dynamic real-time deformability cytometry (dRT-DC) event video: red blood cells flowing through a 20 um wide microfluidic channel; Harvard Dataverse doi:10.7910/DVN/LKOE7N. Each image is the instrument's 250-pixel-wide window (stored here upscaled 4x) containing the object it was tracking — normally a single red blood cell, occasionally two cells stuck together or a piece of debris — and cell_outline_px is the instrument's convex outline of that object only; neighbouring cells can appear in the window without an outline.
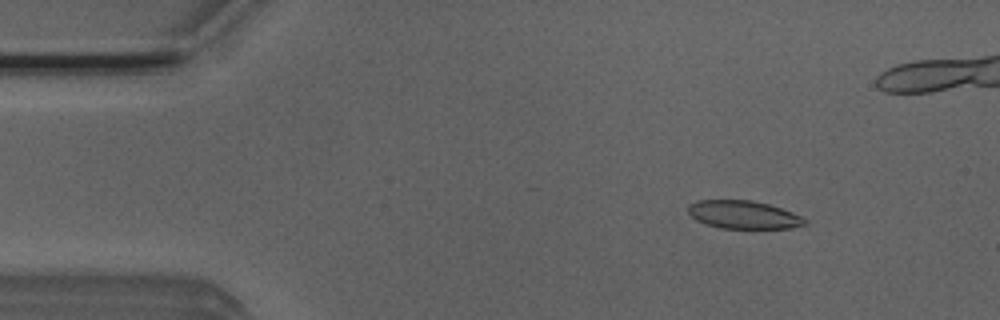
{"species": "Egyptian fruit bat (a non-hibernating species)", "species_latin": "Rousettus aegyptiacus", "temperature_condition": "room temperature", "stored_images_in_passage": 40, "camera_frame_rate_fps": 3000, "um_per_image_px": 0.085, "animal": {"sex": "male"}, "frame": {"image": 1, "passage_image": 7, "time_ms": 2.0, "image_size_px": [1000, 320], "cell_outline_px": [[808, 224], [792, 228], [720, 228], [696, 220], [688, 212], [688, 204], [700, 200], [752, 200], [768, 204], [792, 212], [808, 220]], "centroid_in_image_um": [63.22, 18.25], "position_along_channel_um": 21.8, "area_um2": 19.02}}
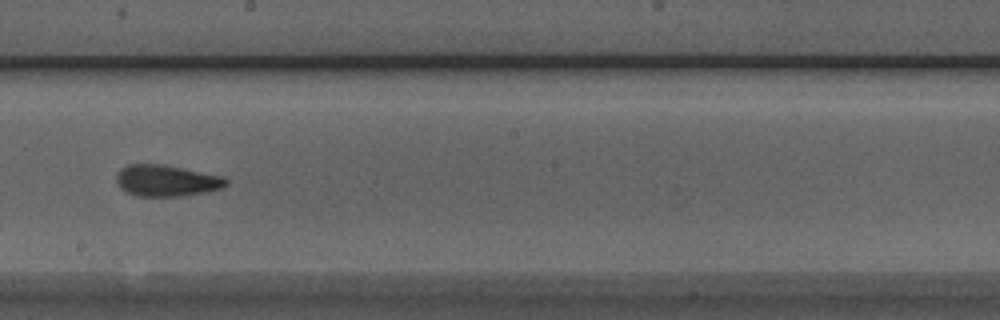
{"frame": {"image": 2, "passage_image": 29, "time_ms": 9.333, "image_size_px": [1000, 320], "cell_outline_px": [[228, 184], [224, 188], [204, 192], [180, 196], [136, 196], [120, 188], [116, 180], [116, 172], [120, 168], [128, 164], [160, 164], [224, 176], [228, 180]], "centroid_in_image_um": [14.14, 15.35], "position_along_channel_um": 234.1, "area_um2": 20.11}}
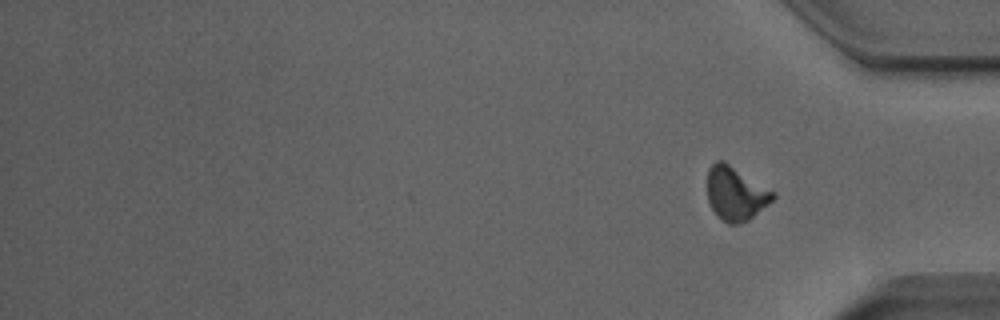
{"frame": {"image": 3, "passage_image": 40, "time_ms": 13.0, "image_size_px": [1000, 320], "cell_outline_px": [[776, 196], [768, 204], [748, 220], [736, 224], [728, 224], [712, 208], [708, 200], [708, 168], [716, 160], [724, 160], [776, 192]], "centroid_in_image_um": [62.55, 16.41], "position_along_channel_um": 372.7, "area_um2": 20.4}, "authors_computed_cell_mechanics": {"area_um2": 20.2878, "velocity_mm_per_s": 3.902, "shape_relaxation_time_tau1_ms": 7.9215, "shape_relaxation_time_tau2_ms": 1.5368, "deformation_change_tau1": 0.1832, "deformation_change_tau2": 0.0838}}